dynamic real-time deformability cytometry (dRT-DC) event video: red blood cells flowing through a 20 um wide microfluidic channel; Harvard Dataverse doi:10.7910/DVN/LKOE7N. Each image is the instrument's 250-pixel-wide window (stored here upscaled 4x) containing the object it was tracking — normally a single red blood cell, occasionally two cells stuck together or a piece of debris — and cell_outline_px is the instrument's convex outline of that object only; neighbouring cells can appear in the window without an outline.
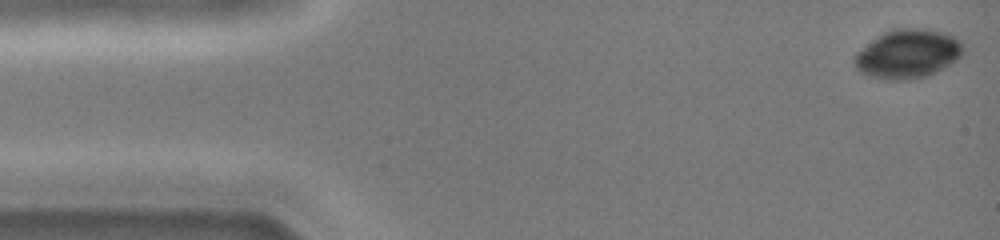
{"species": "common noctule bat (a hibernating species)", "species_latin": "Nyctalus noctula", "temperature_condition": "cold", "stored_images_in_passage": 45, "camera_frame_rate_fps": 3000, "um_per_image_px": 0.085, "animal": {"sex": "female", "body_mass_g": 19.0, "forearm_length_mm": 51.5}, "frame": {"image": 1, "passage_image": 1, "time_ms": 0.0, "image_size_px": [1000, 240], "cell_outline_px": [[964, 56], [944, 68], [928, 76], [904, 80], [888, 80], [872, 76], [860, 72], [856, 68], [852, 56], [856, 52], [884, 32], [892, 28], [928, 28], [948, 32], [964, 40]], "centroid_in_image_um": [77.24, 4.55], "position_along_channel_um": 7.8, "area_um2": 31.73}}
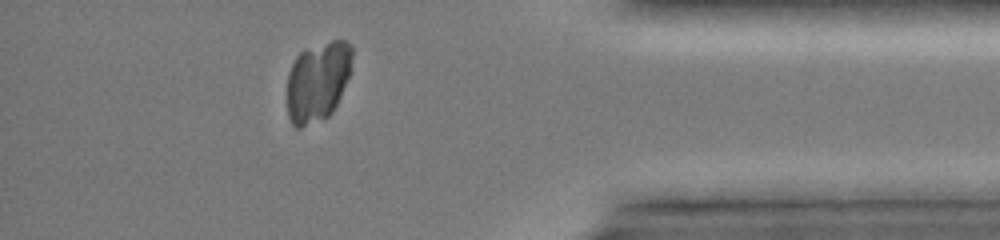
{"frame": {"image": 2, "passage_image": 39, "time_ms": 12.667, "image_size_px": [1000, 240], "cell_outline_px": [[352, 56], [348, 76], [340, 96], [332, 112], [328, 116], [300, 128], [296, 128], [292, 124], [288, 116], [288, 72], [296, 56], [304, 48], [332, 40], [344, 40], [352, 44]], "centroid_in_image_um": [26.99, 6.89], "position_along_channel_um": 408.2, "area_um2": 30.17}}